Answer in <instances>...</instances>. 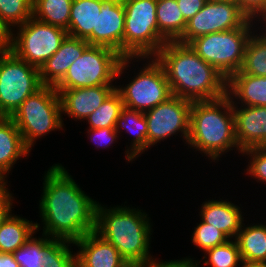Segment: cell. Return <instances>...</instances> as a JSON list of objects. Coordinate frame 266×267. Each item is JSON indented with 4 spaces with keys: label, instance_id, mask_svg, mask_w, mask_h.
Wrapping results in <instances>:
<instances>
[{
    "label": "cell",
    "instance_id": "1",
    "mask_svg": "<svg viewBox=\"0 0 266 267\" xmlns=\"http://www.w3.org/2000/svg\"><path fill=\"white\" fill-rule=\"evenodd\" d=\"M40 200L43 235L71 242L95 231L97 202L85 194L60 164L44 175Z\"/></svg>",
    "mask_w": 266,
    "mask_h": 267
},
{
    "label": "cell",
    "instance_id": "2",
    "mask_svg": "<svg viewBox=\"0 0 266 267\" xmlns=\"http://www.w3.org/2000/svg\"><path fill=\"white\" fill-rule=\"evenodd\" d=\"M154 57L165 71L172 95L193 102L227 94V79L188 44L166 42Z\"/></svg>",
    "mask_w": 266,
    "mask_h": 267
},
{
    "label": "cell",
    "instance_id": "3",
    "mask_svg": "<svg viewBox=\"0 0 266 267\" xmlns=\"http://www.w3.org/2000/svg\"><path fill=\"white\" fill-rule=\"evenodd\" d=\"M142 210L129 207L96 206L95 232L110 242L129 264L149 267L154 261L149 255L151 225Z\"/></svg>",
    "mask_w": 266,
    "mask_h": 267
},
{
    "label": "cell",
    "instance_id": "4",
    "mask_svg": "<svg viewBox=\"0 0 266 267\" xmlns=\"http://www.w3.org/2000/svg\"><path fill=\"white\" fill-rule=\"evenodd\" d=\"M187 143L212 160L233 150L231 147L242 153L235 137L232 100L227 94L214 100L192 102Z\"/></svg>",
    "mask_w": 266,
    "mask_h": 267
},
{
    "label": "cell",
    "instance_id": "5",
    "mask_svg": "<svg viewBox=\"0 0 266 267\" xmlns=\"http://www.w3.org/2000/svg\"><path fill=\"white\" fill-rule=\"evenodd\" d=\"M131 59L134 57H123L109 47L90 45L54 88L60 93L74 88L114 86L112 81L122 75Z\"/></svg>",
    "mask_w": 266,
    "mask_h": 267
},
{
    "label": "cell",
    "instance_id": "6",
    "mask_svg": "<svg viewBox=\"0 0 266 267\" xmlns=\"http://www.w3.org/2000/svg\"><path fill=\"white\" fill-rule=\"evenodd\" d=\"M125 10L123 57L150 58L165 45L158 32L157 0H122Z\"/></svg>",
    "mask_w": 266,
    "mask_h": 267
},
{
    "label": "cell",
    "instance_id": "7",
    "mask_svg": "<svg viewBox=\"0 0 266 267\" xmlns=\"http://www.w3.org/2000/svg\"><path fill=\"white\" fill-rule=\"evenodd\" d=\"M59 93L44 85L29 96L10 116L19 129L24 145L31 150L35 139L63 128Z\"/></svg>",
    "mask_w": 266,
    "mask_h": 267
},
{
    "label": "cell",
    "instance_id": "8",
    "mask_svg": "<svg viewBox=\"0 0 266 267\" xmlns=\"http://www.w3.org/2000/svg\"><path fill=\"white\" fill-rule=\"evenodd\" d=\"M248 19L240 28L214 32L191 40L188 45L205 62L214 66L226 79L238 72L243 64L245 47L252 35Z\"/></svg>",
    "mask_w": 266,
    "mask_h": 267
},
{
    "label": "cell",
    "instance_id": "9",
    "mask_svg": "<svg viewBox=\"0 0 266 267\" xmlns=\"http://www.w3.org/2000/svg\"><path fill=\"white\" fill-rule=\"evenodd\" d=\"M43 86L38 68L19 59L10 50L0 51V116L10 117Z\"/></svg>",
    "mask_w": 266,
    "mask_h": 267
},
{
    "label": "cell",
    "instance_id": "10",
    "mask_svg": "<svg viewBox=\"0 0 266 267\" xmlns=\"http://www.w3.org/2000/svg\"><path fill=\"white\" fill-rule=\"evenodd\" d=\"M17 28V36L11 31L9 50L19 59L38 69L59 49L68 36L67 30L42 22L33 16Z\"/></svg>",
    "mask_w": 266,
    "mask_h": 267
},
{
    "label": "cell",
    "instance_id": "11",
    "mask_svg": "<svg viewBox=\"0 0 266 267\" xmlns=\"http://www.w3.org/2000/svg\"><path fill=\"white\" fill-rule=\"evenodd\" d=\"M152 58L127 86L116 87L124 107L145 113L172 96L163 67Z\"/></svg>",
    "mask_w": 266,
    "mask_h": 267
},
{
    "label": "cell",
    "instance_id": "12",
    "mask_svg": "<svg viewBox=\"0 0 266 267\" xmlns=\"http://www.w3.org/2000/svg\"><path fill=\"white\" fill-rule=\"evenodd\" d=\"M248 19L235 0H207L204 7L187 21L177 42L188 44L210 33L240 28Z\"/></svg>",
    "mask_w": 266,
    "mask_h": 267
},
{
    "label": "cell",
    "instance_id": "13",
    "mask_svg": "<svg viewBox=\"0 0 266 267\" xmlns=\"http://www.w3.org/2000/svg\"><path fill=\"white\" fill-rule=\"evenodd\" d=\"M192 101L172 95L166 101L144 113L148 130V148L176 132L188 141Z\"/></svg>",
    "mask_w": 266,
    "mask_h": 267
},
{
    "label": "cell",
    "instance_id": "14",
    "mask_svg": "<svg viewBox=\"0 0 266 267\" xmlns=\"http://www.w3.org/2000/svg\"><path fill=\"white\" fill-rule=\"evenodd\" d=\"M92 45L109 47L123 56L125 10L122 0H102Z\"/></svg>",
    "mask_w": 266,
    "mask_h": 267
},
{
    "label": "cell",
    "instance_id": "15",
    "mask_svg": "<svg viewBox=\"0 0 266 267\" xmlns=\"http://www.w3.org/2000/svg\"><path fill=\"white\" fill-rule=\"evenodd\" d=\"M232 100L235 137L239 149L244 150L266 146V107L244 106L238 108ZM237 107V108H236Z\"/></svg>",
    "mask_w": 266,
    "mask_h": 267
},
{
    "label": "cell",
    "instance_id": "16",
    "mask_svg": "<svg viewBox=\"0 0 266 267\" xmlns=\"http://www.w3.org/2000/svg\"><path fill=\"white\" fill-rule=\"evenodd\" d=\"M73 244L78 246L76 267H127L118 250L95 231L85 234Z\"/></svg>",
    "mask_w": 266,
    "mask_h": 267
},
{
    "label": "cell",
    "instance_id": "17",
    "mask_svg": "<svg viewBox=\"0 0 266 267\" xmlns=\"http://www.w3.org/2000/svg\"><path fill=\"white\" fill-rule=\"evenodd\" d=\"M116 90L115 86H92L62 90L59 93L62 113L86 119Z\"/></svg>",
    "mask_w": 266,
    "mask_h": 267
},
{
    "label": "cell",
    "instance_id": "18",
    "mask_svg": "<svg viewBox=\"0 0 266 267\" xmlns=\"http://www.w3.org/2000/svg\"><path fill=\"white\" fill-rule=\"evenodd\" d=\"M89 46L86 40L67 36L59 49L39 69L42 84L55 86Z\"/></svg>",
    "mask_w": 266,
    "mask_h": 267
},
{
    "label": "cell",
    "instance_id": "19",
    "mask_svg": "<svg viewBox=\"0 0 266 267\" xmlns=\"http://www.w3.org/2000/svg\"><path fill=\"white\" fill-rule=\"evenodd\" d=\"M30 150L24 145L22 135L10 117H0V184L7 183L5 175L22 156Z\"/></svg>",
    "mask_w": 266,
    "mask_h": 267
},
{
    "label": "cell",
    "instance_id": "20",
    "mask_svg": "<svg viewBox=\"0 0 266 267\" xmlns=\"http://www.w3.org/2000/svg\"><path fill=\"white\" fill-rule=\"evenodd\" d=\"M201 217L205 223L222 231L229 239L236 237L242 226L240 207L225 200H209L202 204Z\"/></svg>",
    "mask_w": 266,
    "mask_h": 267
},
{
    "label": "cell",
    "instance_id": "21",
    "mask_svg": "<svg viewBox=\"0 0 266 267\" xmlns=\"http://www.w3.org/2000/svg\"><path fill=\"white\" fill-rule=\"evenodd\" d=\"M227 95L245 106L266 107V76L232 74L227 79Z\"/></svg>",
    "mask_w": 266,
    "mask_h": 267
},
{
    "label": "cell",
    "instance_id": "22",
    "mask_svg": "<svg viewBox=\"0 0 266 267\" xmlns=\"http://www.w3.org/2000/svg\"><path fill=\"white\" fill-rule=\"evenodd\" d=\"M102 0H73L69 19L68 36L86 40L92 45V30H96Z\"/></svg>",
    "mask_w": 266,
    "mask_h": 267
},
{
    "label": "cell",
    "instance_id": "23",
    "mask_svg": "<svg viewBox=\"0 0 266 267\" xmlns=\"http://www.w3.org/2000/svg\"><path fill=\"white\" fill-rule=\"evenodd\" d=\"M120 127L134 135L133 141H131L133 143L130 145L131 149L129 147L125 153L128 162H130L148 148V130L144 113L123 107L115 125V130L118 133H120Z\"/></svg>",
    "mask_w": 266,
    "mask_h": 267
},
{
    "label": "cell",
    "instance_id": "24",
    "mask_svg": "<svg viewBox=\"0 0 266 267\" xmlns=\"http://www.w3.org/2000/svg\"><path fill=\"white\" fill-rule=\"evenodd\" d=\"M156 19L159 35L165 42H177L182 37L187 22L176 0H157Z\"/></svg>",
    "mask_w": 266,
    "mask_h": 267
},
{
    "label": "cell",
    "instance_id": "25",
    "mask_svg": "<svg viewBox=\"0 0 266 267\" xmlns=\"http://www.w3.org/2000/svg\"><path fill=\"white\" fill-rule=\"evenodd\" d=\"M38 223L10 215L0 226V252L14 253L39 229Z\"/></svg>",
    "mask_w": 266,
    "mask_h": 267
},
{
    "label": "cell",
    "instance_id": "26",
    "mask_svg": "<svg viewBox=\"0 0 266 267\" xmlns=\"http://www.w3.org/2000/svg\"><path fill=\"white\" fill-rule=\"evenodd\" d=\"M235 241L242 261L266 263V225L256 224L245 228L242 224Z\"/></svg>",
    "mask_w": 266,
    "mask_h": 267
},
{
    "label": "cell",
    "instance_id": "27",
    "mask_svg": "<svg viewBox=\"0 0 266 267\" xmlns=\"http://www.w3.org/2000/svg\"><path fill=\"white\" fill-rule=\"evenodd\" d=\"M73 0H33V17L68 30Z\"/></svg>",
    "mask_w": 266,
    "mask_h": 267
},
{
    "label": "cell",
    "instance_id": "28",
    "mask_svg": "<svg viewBox=\"0 0 266 267\" xmlns=\"http://www.w3.org/2000/svg\"><path fill=\"white\" fill-rule=\"evenodd\" d=\"M253 34L249 37L245 47L243 64L234 74H249L252 76H266V35Z\"/></svg>",
    "mask_w": 266,
    "mask_h": 267
},
{
    "label": "cell",
    "instance_id": "29",
    "mask_svg": "<svg viewBox=\"0 0 266 267\" xmlns=\"http://www.w3.org/2000/svg\"><path fill=\"white\" fill-rule=\"evenodd\" d=\"M123 107L121 95L115 90L106 101L85 119L90 124L89 129L115 128Z\"/></svg>",
    "mask_w": 266,
    "mask_h": 267
},
{
    "label": "cell",
    "instance_id": "30",
    "mask_svg": "<svg viewBox=\"0 0 266 267\" xmlns=\"http://www.w3.org/2000/svg\"><path fill=\"white\" fill-rule=\"evenodd\" d=\"M63 239H51L44 246L42 264L44 267H76V254H72L69 244Z\"/></svg>",
    "mask_w": 266,
    "mask_h": 267
},
{
    "label": "cell",
    "instance_id": "31",
    "mask_svg": "<svg viewBox=\"0 0 266 267\" xmlns=\"http://www.w3.org/2000/svg\"><path fill=\"white\" fill-rule=\"evenodd\" d=\"M33 16V0H0V18L12 31L11 26L23 25Z\"/></svg>",
    "mask_w": 266,
    "mask_h": 267
},
{
    "label": "cell",
    "instance_id": "32",
    "mask_svg": "<svg viewBox=\"0 0 266 267\" xmlns=\"http://www.w3.org/2000/svg\"><path fill=\"white\" fill-rule=\"evenodd\" d=\"M43 238L30 239L14 253L15 261L19 267H44L42 258L44 256V246L52 239L46 235Z\"/></svg>",
    "mask_w": 266,
    "mask_h": 267
},
{
    "label": "cell",
    "instance_id": "33",
    "mask_svg": "<svg viewBox=\"0 0 266 267\" xmlns=\"http://www.w3.org/2000/svg\"><path fill=\"white\" fill-rule=\"evenodd\" d=\"M205 254L209 258L204 262L205 265L210 264L212 267H238L240 265L238 262H242L235 239L234 241L230 239L224 244L215 246L207 250Z\"/></svg>",
    "mask_w": 266,
    "mask_h": 267
},
{
    "label": "cell",
    "instance_id": "34",
    "mask_svg": "<svg viewBox=\"0 0 266 267\" xmlns=\"http://www.w3.org/2000/svg\"><path fill=\"white\" fill-rule=\"evenodd\" d=\"M230 240L222 231L214 228L213 225L202 222L195 227L192 234V243L206 252L215 246L224 244Z\"/></svg>",
    "mask_w": 266,
    "mask_h": 267
},
{
    "label": "cell",
    "instance_id": "35",
    "mask_svg": "<svg viewBox=\"0 0 266 267\" xmlns=\"http://www.w3.org/2000/svg\"><path fill=\"white\" fill-rule=\"evenodd\" d=\"M242 153L251 157L247 174L249 173L251 177L258 179V182L266 183V146L250 148Z\"/></svg>",
    "mask_w": 266,
    "mask_h": 267
},
{
    "label": "cell",
    "instance_id": "36",
    "mask_svg": "<svg viewBox=\"0 0 266 267\" xmlns=\"http://www.w3.org/2000/svg\"><path fill=\"white\" fill-rule=\"evenodd\" d=\"M87 133H90L89 135L92 136H90V140L94 141L97 147H101V145L105 146L102 148L109 147L118 137V132L115 128L89 129Z\"/></svg>",
    "mask_w": 266,
    "mask_h": 267
},
{
    "label": "cell",
    "instance_id": "37",
    "mask_svg": "<svg viewBox=\"0 0 266 267\" xmlns=\"http://www.w3.org/2000/svg\"><path fill=\"white\" fill-rule=\"evenodd\" d=\"M239 8L250 18H258L266 10V0H235Z\"/></svg>",
    "mask_w": 266,
    "mask_h": 267
},
{
    "label": "cell",
    "instance_id": "38",
    "mask_svg": "<svg viewBox=\"0 0 266 267\" xmlns=\"http://www.w3.org/2000/svg\"><path fill=\"white\" fill-rule=\"evenodd\" d=\"M6 185V183L0 184V226L11 215V208H13V197Z\"/></svg>",
    "mask_w": 266,
    "mask_h": 267
},
{
    "label": "cell",
    "instance_id": "39",
    "mask_svg": "<svg viewBox=\"0 0 266 267\" xmlns=\"http://www.w3.org/2000/svg\"><path fill=\"white\" fill-rule=\"evenodd\" d=\"M185 21L191 19L199 12L207 2V0H176Z\"/></svg>",
    "mask_w": 266,
    "mask_h": 267
},
{
    "label": "cell",
    "instance_id": "40",
    "mask_svg": "<svg viewBox=\"0 0 266 267\" xmlns=\"http://www.w3.org/2000/svg\"><path fill=\"white\" fill-rule=\"evenodd\" d=\"M195 263V264H194ZM200 262H193L191 258H184L181 260H171V261H165L161 262L158 260H155L149 267H199L198 264Z\"/></svg>",
    "mask_w": 266,
    "mask_h": 267
},
{
    "label": "cell",
    "instance_id": "41",
    "mask_svg": "<svg viewBox=\"0 0 266 267\" xmlns=\"http://www.w3.org/2000/svg\"><path fill=\"white\" fill-rule=\"evenodd\" d=\"M11 44V31L0 18V51L9 50Z\"/></svg>",
    "mask_w": 266,
    "mask_h": 267
},
{
    "label": "cell",
    "instance_id": "42",
    "mask_svg": "<svg viewBox=\"0 0 266 267\" xmlns=\"http://www.w3.org/2000/svg\"><path fill=\"white\" fill-rule=\"evenodd\" d=\"M0 267H19V264L15 261L13 253L0 252Z\"/></svg>",
    "mask_w": 266,
    "mask_h": 267
},
{
    "label": "cell",
    "instance_id": "43",
    "mask_svg": "<svg viewBox=\"0 0 266 267\" xmlns=\"http://www.w3.org/2000/svg\"><path fill=\"white\" fill-rule=\"evenodd\" d=\"M241 264H242L241 267H266V263H261V262L242 261Z\"/></svg>",
    "mask_w": 266,
    "mask_h": 267
},
{
    "label": "cell",
    "instance_id": "44",
    "mask_svg": "<svg viewBox=\"0 0 266 267\" xmlns=\"http://www.w3.org/2000/svg\"><path fill=\"white\" fill-rule=\"evenodd\" d=\"M260 17L263 19V22L266 23V10L259 16V18ZM262 33L266 35V33H264V32H262Z\"/></svg>",
    "mask_w": 266,
    "mask_h": 267
},
{
    "label": "cell",
    "instance_id": "45",
    "mask_svg": "<svg viewBox=\"0 0 266 267\" xmlns=\"http://www.w3.org/2000/svg\"><path fill=\"white\" fill-rule=\"evenodd\" d=\"M127 267H139V266H135V265H128Z\"/></svg>",
    "mask_w": 266,
    "mask_h": 267
}]
</instances>
